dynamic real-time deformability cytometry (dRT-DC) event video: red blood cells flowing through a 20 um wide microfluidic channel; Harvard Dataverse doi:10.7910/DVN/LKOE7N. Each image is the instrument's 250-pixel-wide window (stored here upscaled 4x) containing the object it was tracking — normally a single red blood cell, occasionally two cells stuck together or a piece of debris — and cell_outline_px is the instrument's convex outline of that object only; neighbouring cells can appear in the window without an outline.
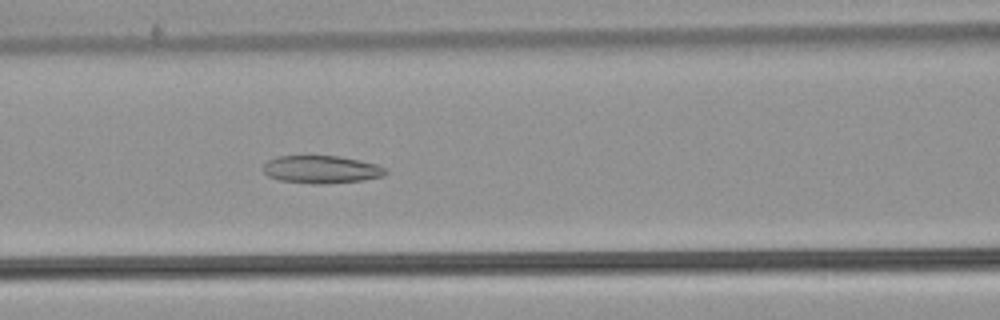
{"species": "common noctule bat (a hibernating species)", "species_latin": "Nyctalus noctula", "temperature_condition": "warm", "stored_images_in_passage": 50, "camera_frame_rate_fps": 3000, "um_per_image_px": 0.085, "animal": {"sex": "male", "body_mass_g": 21.5, "forearm_length_mm": 52.0}, "frame": {"image": 1, "passage_image": 20, "time_ms": 6.333, "image_size_px": [1000, 320], "cell_outline_px": [[388, 172], [384, 176], [360, 180], [320, 184], [312, 184], [280, 180], [268, 176], [264, 172], [264, 164], [268, 160], [276, 156], [336, 156], [360, 160], [376, 164], [388, 168]], "centroid_in_image_um": [27.33, 14.4], "position_along_channel_um": 139.3, "area_um2": 19.71}}
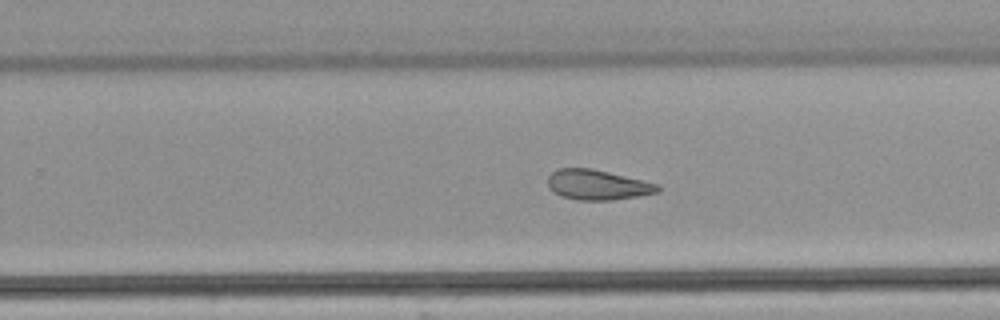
{"frame": {"image": 2, "passage_image": 31, "time_ms": 10.0, "image_size_px": [1000, 320], "cell_outline_px": [[660, 192], [612, 200], [576, 200], [560, 196], [552, 192], [548, 188], [548, 176], [552, 172], [560, 168], [592, 168], [656, 184], [660, 188]], "centroid_in_image_um": [50.72, 15.72], "position_along_channel_um": 279.1, "area_um2": 19.13}}
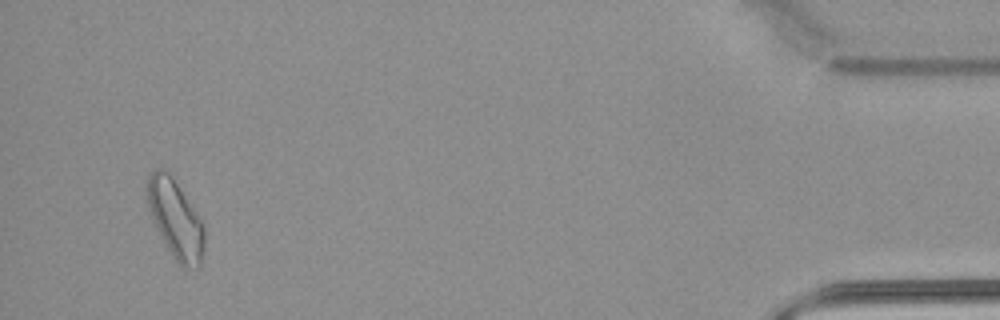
{"frame": {"image": 3, "passage_image": 48, "time_ms": 15.667, "image_size_px": [1000, 320], "cell_outline_px": [[204, 248], [200, 268], [184, 268], [172, 256], [160, 236], [152, 216], [148, 204], [144, 180], [156, 168], [164, 168], [168, 172], [200, 220], [204, 228]], "centroid_in_image_um": [14.88, 18.64], "position_along_channel_um": 420.3, "area_um2": 25.66}, "authors_computed_cell_mechanics": {"area_um2": 22.0507, "velocity_mm_per_s": 3.8224, "shape_relaxation_time_tau1_ms": null, "shape_relaxation_time_tau2_ms": 4.9819, "deformation_change_tau1": null, "deformation_change_tau2": 0.1402}}